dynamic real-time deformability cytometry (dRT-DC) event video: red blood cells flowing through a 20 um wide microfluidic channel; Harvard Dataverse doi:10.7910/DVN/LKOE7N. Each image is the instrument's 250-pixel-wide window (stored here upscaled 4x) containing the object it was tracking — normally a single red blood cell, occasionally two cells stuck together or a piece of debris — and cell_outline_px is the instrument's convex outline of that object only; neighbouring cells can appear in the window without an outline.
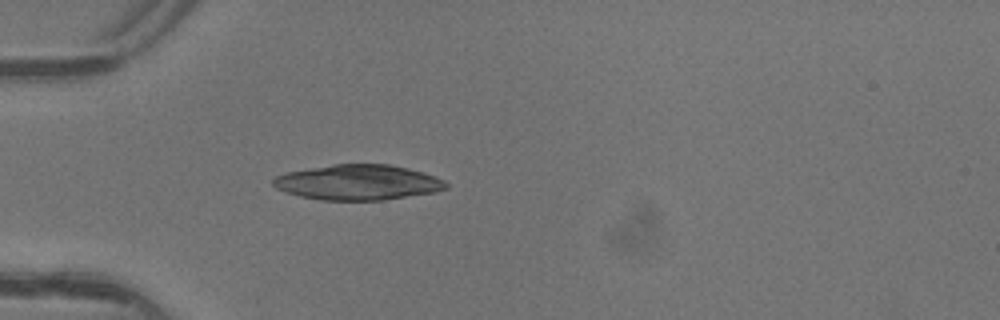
{"species": "common noctule bat (a hibernating species)", "species_latin": "Nyctalus noctula", "temperature_condition": "warm", "stored_images_in_passage": 1, "camera_frame_rate_fps": 3000, "um_per_image_px": 0.085, "animal": {"sex": "female"}, "frame": {"image": 1, "passage_image": 1, "time_ms": 0.0, "image_size_px": [1000, 320], "cell_outline_px": [[448, 188], [436, 192], [384, 200], [320, 200], [300, 196], [276, 188], [272, 184], [272, 180], [276, 176], [288, 172], [332, 164], [388, 164], [408, 168], [424, 172], [444, 180], [448, 184]], "centroid_in_image_um": [30.46, 15.5], "position_along_channel_um": 54.5, "area_um2": 35.55}}